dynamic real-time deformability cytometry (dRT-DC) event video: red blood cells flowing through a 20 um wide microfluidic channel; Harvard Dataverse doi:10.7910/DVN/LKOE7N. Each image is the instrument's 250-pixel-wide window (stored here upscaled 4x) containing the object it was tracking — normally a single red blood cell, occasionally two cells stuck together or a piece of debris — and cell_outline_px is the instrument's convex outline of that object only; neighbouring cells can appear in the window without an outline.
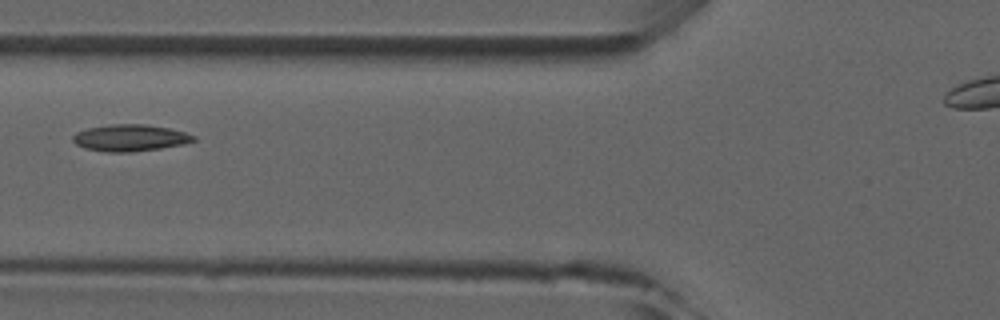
{"species": "common noctule bat (a hibernating species)", "species_latin": "Nyctalus noctula", "temperature_condition": "room temperature", "stored_images_in_passage": 2, "camera_frame_rate_fps": 3000, "um_per_image_px": 0.085, "animal": {"sex": "male", "forearm_length_mm": 52.5}, "frame": {"image": 1, "passage_image": 2, "time_ms": 1.0, "image_size_px": [1000, 320], "cell_outline_px": [[196, 140], [184, 144], [160, 148], [132, 152], [104, 152], [84, 148], [76, 144], [72, 140], [72, 136], [76, 132], [88, 128], [112, 124], [144, 124], [168, 128], [184, 132], [196, 136]], "centroid_in_image_um": [11.04, 11.72], "position_along_channel_um": 114.8, "area_um2": 18.79}}